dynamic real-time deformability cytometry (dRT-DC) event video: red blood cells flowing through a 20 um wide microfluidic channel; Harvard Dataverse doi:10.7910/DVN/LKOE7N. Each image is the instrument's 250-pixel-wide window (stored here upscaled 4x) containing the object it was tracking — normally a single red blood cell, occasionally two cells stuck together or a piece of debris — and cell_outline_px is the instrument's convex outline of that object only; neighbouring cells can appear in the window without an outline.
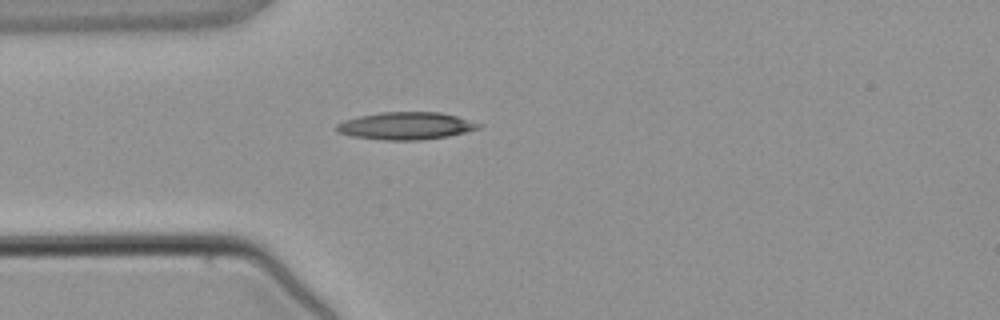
{"species": "common noctule bat (a hibernating species)", "species_latin": "Nyctalus noctula", "temperature_condition": "warm", "stored_images_in_passage": 4, "camera_frame_rate_fps": 3000, "um_per_image_px": 0.085, "animal": {"sex": "male", "body_mass_g": 21.5, "forearm_length_mm": 52.0}, "frame": {"image": 1, "passage_image": 4, "time_ms": 3.667, "image_size_px": [1000, 320], "cell_outline_px": [[484, 124], [480, 128], [448, 136], [420, 140], [384, 140], [352, 136], [336, 132], [336, 124], [344, 120], [360, 116], [380, 112], [440, 112], [456, 116]], "centroid_in_image_um": [34.5, 10.69], "position_along_channel_um": 50.5, "area_um2": 22.72}}